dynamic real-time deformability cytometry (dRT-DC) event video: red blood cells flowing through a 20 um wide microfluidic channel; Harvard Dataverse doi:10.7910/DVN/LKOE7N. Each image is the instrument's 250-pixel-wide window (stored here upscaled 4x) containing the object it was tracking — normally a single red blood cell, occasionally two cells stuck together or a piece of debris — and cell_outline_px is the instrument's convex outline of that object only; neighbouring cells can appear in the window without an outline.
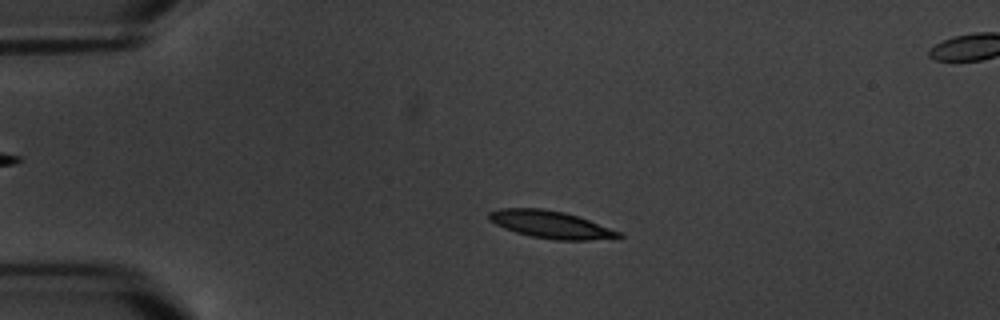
{"species": "common noctule bat (a hibernating species)", "species_latin": "Nyctalus noctula", "temperature_condition": "warm", "stored_images_in_passage": 6, "camera_frame_rate_fps": 3000, "um_per_image_px": 0.085, "animal": {"sex": "male", "body_mass_g": 20.1, "forearm_length_mm": 53.5}, "frame": {"image": 1, "passage_image": 4, "time_ms": 3.333, "image_size_px": [1000, 320], "cell_outline_px": [[624, 236], [588, 240], [556, 240], [532, 236], [516, 232], [504, 228], [488, 220], [488, 212], [500, 208], [540, 208], [564, 212], [588, 220], [620, 232]], "centroid_in_image_um": [46.74, 19.07], "position_along_channel_um": 38.3, "area_um2": 20.35}}